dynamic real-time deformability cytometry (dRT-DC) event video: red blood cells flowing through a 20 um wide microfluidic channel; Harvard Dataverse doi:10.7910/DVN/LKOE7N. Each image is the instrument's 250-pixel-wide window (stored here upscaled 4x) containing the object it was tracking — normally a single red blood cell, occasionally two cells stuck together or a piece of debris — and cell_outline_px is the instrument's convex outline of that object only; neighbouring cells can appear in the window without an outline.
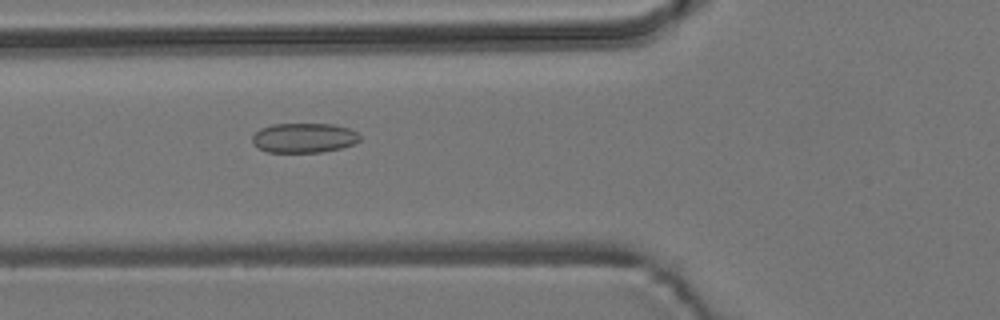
{"species": "common noctule bat (a hibernating species)", "species_latin": "Nyctalus noctula", "temperature_condition": "room temperature", "stored_images_in_passage": 54, "camera_frame_rate_fps": 3000, "um_per_image_px": 0.085, "animal": {"sex": "male", "body_mass_g": 19.2, "forearm_length_mm": 51.8}, "frame": {"image": 1, "passage_image": 20, "time_ms": 6.333, "image_size_px": [1000, 320], "cell_outline_px": [[360, 140], [352, 144], [340, 148], [320, 152], [268, 152], [260, 148], [252, 140], [252, 136], [260, 128], [272, 124], [332, 124], [348, 128], [356, 132], [360, 136]], "centroid_in_image_um": [25.83, 11.71], "position_along_channel_um": 100.0, "area_um2": 18.38}}
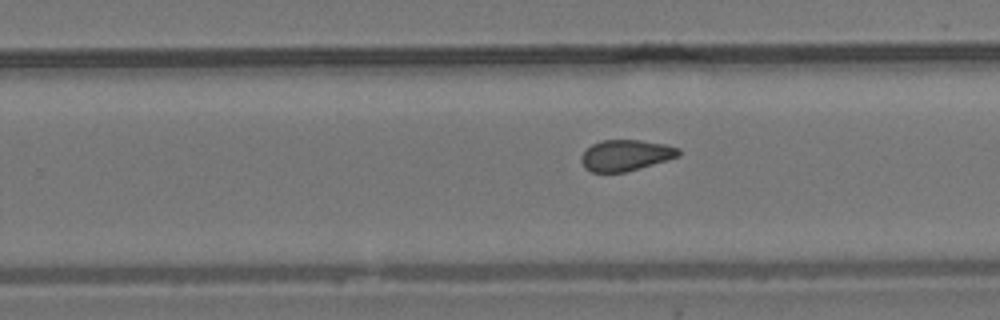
{"frame": {"image": 2, "passage_image": 34, "time_ms": 11.0, "image_size_px": [1000, 320], "cell_outline_px": [[680, 156], [668, 160], [640, 168], [624, 172], [592, 172], [584, 168], [580, 160], [580, 156], [592, 144], [600, 140], [640, 140], [664, 144], [680, 148]], "centroid_in_image_um": [53.18, 13.2], "position_along_channel_um": 276.6, "area_um2": 17.69}}
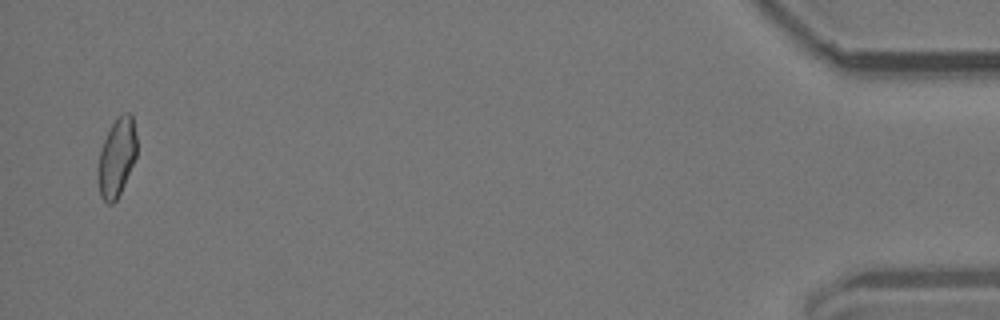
{"frame": {"image": 3, "passage_image": 53, "time_ms": 17.333, "image_size_px": [1000, 320], "cell_outline_px": [[136, 156], [124, 184], [116, 200], [112, 204], [108, 204], [100, 196], [96, 172], [100, 152], [104, 140], [112, 124], [124, 112], [128, 112], [132, 116], [136, 136]], "centroid_in_image_um": [9.9, 13.41], "position_along_channel_um": 425.3, "area_um2": 17.51}, "authors_computed_cell_mechanics": {"area_um2": 18.3226, "velocity_mm_per_s": 3.7787, "shape_relaxation_time_tau1_ms": null, "shape_relaxation_time_tau2_ms": 2.0433, "deformation_change_tau1": null, "deformation_change_tau2": 0.0907}}